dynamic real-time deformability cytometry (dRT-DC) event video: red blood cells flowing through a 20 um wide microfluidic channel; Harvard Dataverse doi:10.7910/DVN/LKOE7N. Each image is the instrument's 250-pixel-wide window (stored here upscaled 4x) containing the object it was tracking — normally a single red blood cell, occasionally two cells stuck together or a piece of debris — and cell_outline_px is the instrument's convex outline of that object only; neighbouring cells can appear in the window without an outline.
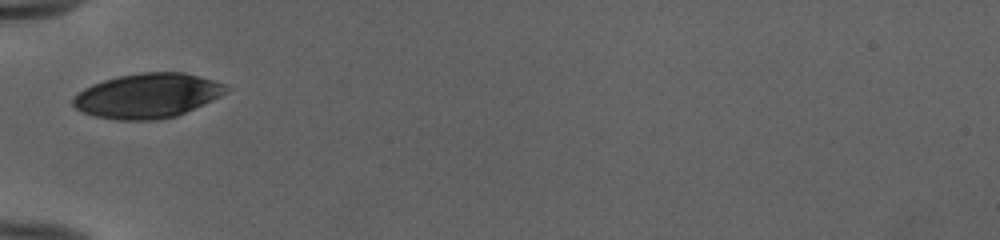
{"species": "human", "species_latin": "Homo sapiens", "temperature_condition": "cold", "stored_images_in_passage": 21, "camera_frame_rate_fps": 3000, "um_per_image_px": 0.085, "donor": {"sex": "female"}, "frame": {"image": 1, "passage_image": 1, "time_ms": 0.0, "image_size_px": [1000, 240], "cell_outline_px": [[232, 88], [220, 96], [212, 100], [176, 116], [156, 120], [116, 120], [96, 116], [84, 112], [76, 108], [72, 104], [72, 96], [84, 88], [92, 84], [104, 80], [120, 76], [140, 72], [184, 72], [228, 84]], "centroid_in_image_um": [12.55, 8.13], "position_along_channel_um": 72.5, "area_um2": 39.88}}
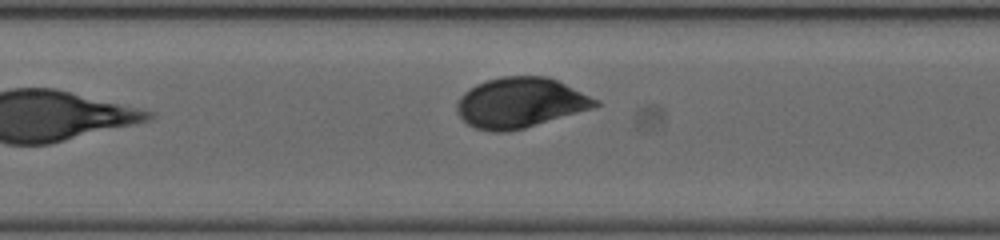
{"frame": {"image": 2, "passage_image": 8, "time_ms": 2.333, "image_size_px": [1000, 240], "cell_outline_px": [[600, 104], [592, 108], [524, 128], [504, 132], [492, 132], [476, 128], [468, 124], [460, 116], [456, 108], [456, 104], [460, 96], [468, 88], [476, 84], [488, 80], [504, 76], [548, 76], [600, 100]], "centroid_in_image_um": [44.21, 8.72], "position_along_channel_um": 163.2, "area_um2": 40.29}}
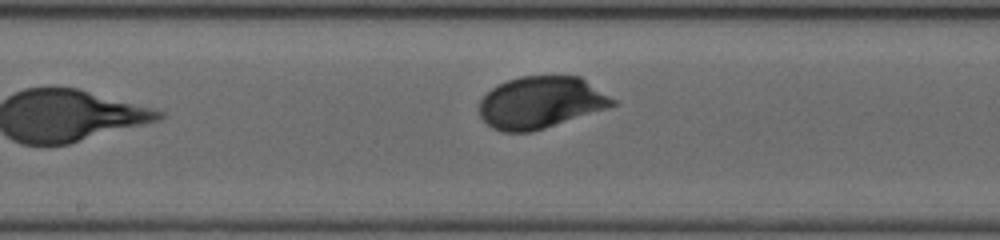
{"frame": {"image": 3, "passage_image": 11, "time_ms": 3.333, "image_size_px": [1000, 240], "cell_outline_px": [[620, 104], [608, 108], [532, 132], [504, 132], [492, 128], [480, 116], [480, 100], [492, 88], [508, 80], [520, 76], [580, 76], [616, 100]], "centroid_in_image_um": [45.99, 8.71], "position_along_channel_um": 202.2, "area_um2": 40.23}}